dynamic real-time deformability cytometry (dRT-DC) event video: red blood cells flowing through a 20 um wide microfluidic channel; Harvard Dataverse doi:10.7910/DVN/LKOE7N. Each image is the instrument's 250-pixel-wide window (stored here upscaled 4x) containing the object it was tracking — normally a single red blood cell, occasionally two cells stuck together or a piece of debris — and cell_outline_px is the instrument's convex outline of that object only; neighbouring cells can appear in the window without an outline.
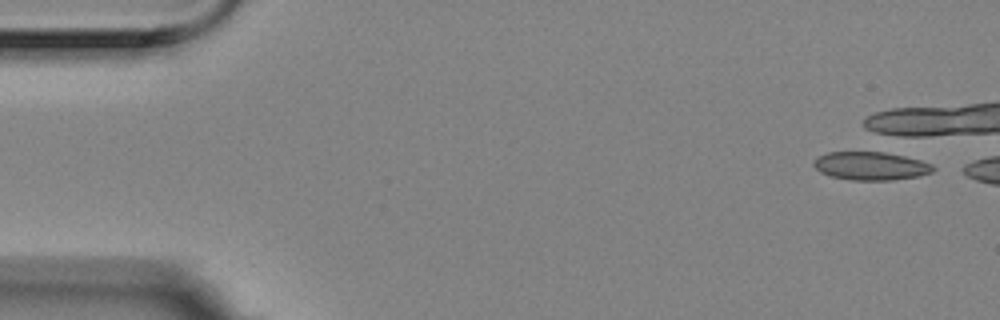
{"species": "Egyptian fruit bat (a non-hibernating species)", "species_latin": "Rousettus aegyptiacus", "temperature_condition": "room temperature", "stored_images_in_passage": 1, "camera_frame_rate_fps": 3000, "um_per_image_px": 0.085, "animal": {"sex": "female"}, "frame": {"image": 1, "passage_image": 1, "time_ms": 0.0, "image_size_px": [1000, 320], "cell_outline_px": [[936, 168], [932, 172], [920, 176], [892, 180], [852, 180], [832, 176], [820, 172], [812, 164], [820, 156], [828, 152], [876, 148], [920, 160], [932, 164]], "centroid_in_image_um": [74.05, 14.04], "position_along_channel_um": 11.0, "area_um2": 20.58}}